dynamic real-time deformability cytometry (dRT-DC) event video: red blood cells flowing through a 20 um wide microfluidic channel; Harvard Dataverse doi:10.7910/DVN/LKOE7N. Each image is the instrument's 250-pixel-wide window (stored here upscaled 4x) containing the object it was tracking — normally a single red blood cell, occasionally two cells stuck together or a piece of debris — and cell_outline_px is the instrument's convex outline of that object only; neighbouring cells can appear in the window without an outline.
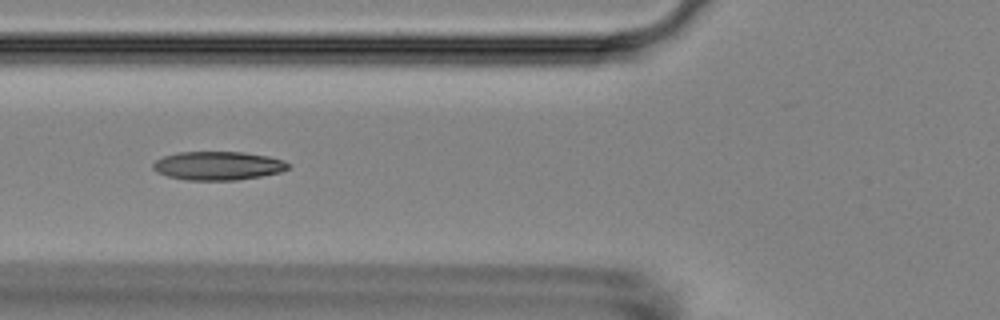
{"species": "Egyptian fruit bat (a non-hibernating species)", "species_latin": "Rousettus aegyptiacus", "temperature_condition": "room temperature", "stored_images_in_passage": 6, "camera_frame_rate_fps": 3000, "um_per_image_px": 0.085, "animal": {"sex": "female"}, "frame": {"image": 1, "passage_image": 5, "time_ms": 5.333, "image_size_px": [1000, 320], "cell_outline_px": [[288, 168], [280, 172], [260, 176], [236, 180], [188, 180], [168, 176], [156, 172], [152, 168], [152, 164], [156, 160], [164, 156], [180, 152], [244, 152], [268, 156], [284, 160], [288, 164]], "centroid_in_image_um": [18.51, 14.08], "position_along_channel_um": 107.3, "area_um2": 22.43}}
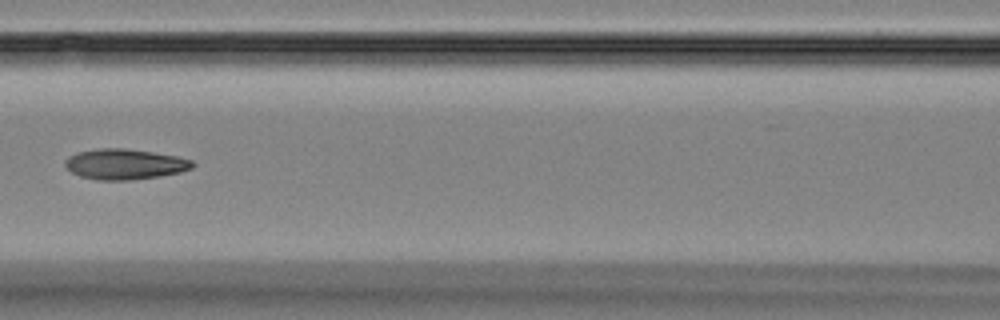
{"frame": {"image": 2, "passage_image": 6, "time_ms": 6.667, "image_size_px": [1000, 320], "cell_outline_px": [[196, 164], [192, 168], [180, 172], [160, 176], [128, 180], [96, 180], [80, 176], [72, 172], [64, 164], [64, 160], [68, 156], [76, 152], [96, 148], [124, 148], [152, 152], [176, 156], [192, 160]], "centroid_in_image_um": [10.58, 13.95], "position_along_channel_um": 156.0, "area_um2": 22.72}}